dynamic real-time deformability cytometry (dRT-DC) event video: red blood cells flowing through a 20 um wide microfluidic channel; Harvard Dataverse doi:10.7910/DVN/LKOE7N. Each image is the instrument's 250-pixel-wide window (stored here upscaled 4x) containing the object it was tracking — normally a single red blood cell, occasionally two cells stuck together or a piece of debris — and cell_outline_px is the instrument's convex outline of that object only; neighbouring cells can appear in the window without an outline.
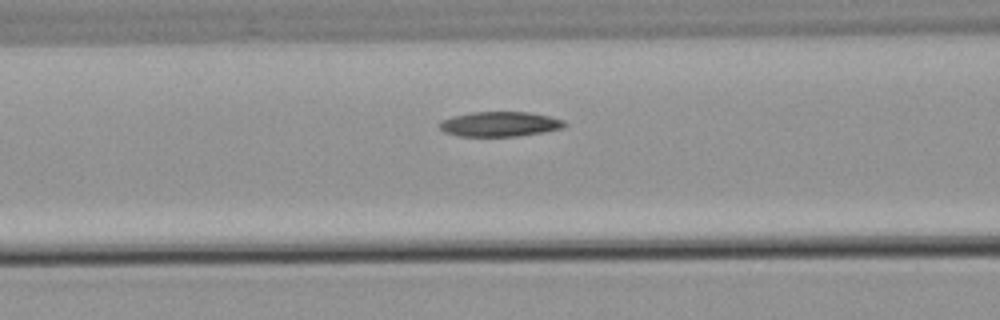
{"species": "common noctule bat (a hibernating species)", "species_latin": "Nyctalus noctula", "temperature_condition": "warm", "stored_images_in_passage": 5, "camera_frame_rate_fps": 3000, "um_per_image_px": 0.085, "animal": {"sex": "male", "body_mass_g": 21.5, "forearm_length_mm": 52.0}, "frame": {"image": 1, "passage_image": 5, "time_ms": 5.0, "image_size_px": [1000, 320], "cell_outline_px": [[568, 124], [564, 128], [544, 132], [516, 136], [456, 136], [444, 132], [440, 128], [440, 120], [452, 116], [472, 112], [528, 112], [548, 116], [564, 120]], "centroid_in_image_um": [42.49, 10.55], "position_along_channel_um": 124.1, "area_um2": 18.21}}